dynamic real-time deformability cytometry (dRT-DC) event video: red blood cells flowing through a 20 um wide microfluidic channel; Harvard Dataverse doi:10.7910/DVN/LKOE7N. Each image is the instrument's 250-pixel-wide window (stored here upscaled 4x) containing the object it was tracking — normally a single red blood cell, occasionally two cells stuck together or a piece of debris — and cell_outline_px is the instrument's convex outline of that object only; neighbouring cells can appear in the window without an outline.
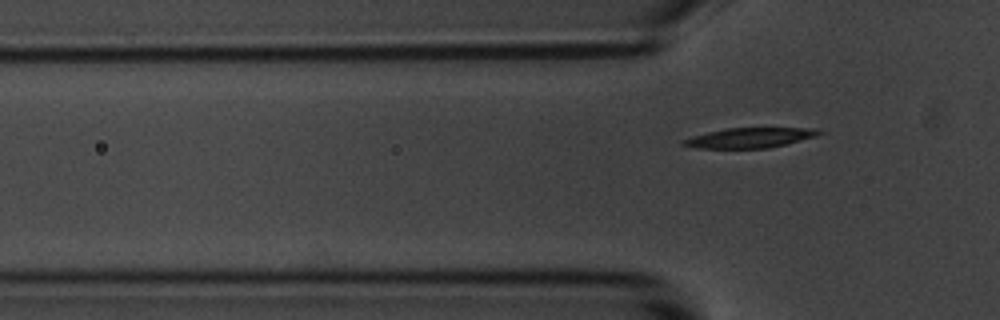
{"species": "common noctule bat (a hibernating species)", "species_latin": "Nyctalus noctula", "temperature_condition": "room temperature", "stored_images_in_passage": 7, "camera_frame_rate_fps": 3000, "um_per_image_px": 0.085, "animal": {"sex": "male", "body_mass_g": 20.1, "forearm_length_mm": 53.5}, "frame": {"image": 1, "passage_image": 7, "time_ms": 7.0, "image_size_px": [1000, 320], "cell_outline_px": [[824, 132], [816, 136], [768, 148], [692, 148], [680, 144], [684, 140], [692, 136], [724, 128], [816, 128]], "centroid_in_image_um": [63.7, 11.71], "position_along_channel_um": 62.1, "area_um2": 15.72}}